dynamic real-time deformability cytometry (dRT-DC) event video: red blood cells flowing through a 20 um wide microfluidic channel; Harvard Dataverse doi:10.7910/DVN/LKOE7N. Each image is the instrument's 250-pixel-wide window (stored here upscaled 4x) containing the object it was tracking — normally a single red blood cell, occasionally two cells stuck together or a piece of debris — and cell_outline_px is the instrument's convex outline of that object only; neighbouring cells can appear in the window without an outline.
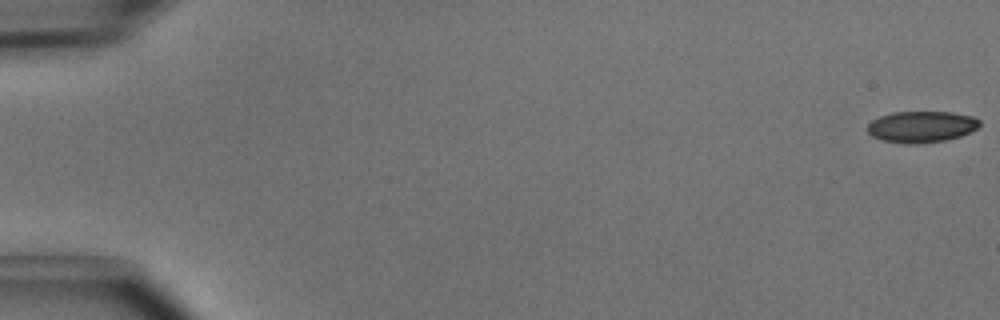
{"species": "common noctule bat (a hibernating species)", "species_latin": "Nyctalus noctula", "temperature_condition": "cold", "stored_images_in_passage": 5, "camera_frame_rate_fps": 3000, "um_per_image_px": 0.085, "animal": {"sex": "male", "body_mass_g": 15.6}, "frame": {"image": 1, "passage_image": 1, "time_ms": 0.0, "image_size_px": [1000, 320], "cell_outline_px": [[980, 124], [976, 128], [960, 136], [944, 140], [916, 144], [904, 144], [880, 140], [872, 136], [868, 132], [868, 124], [872, 120], [880, 116], [892, 112], [952, 112], [972, 116], [980, 120]], "centroid_in_image_um": [78.29, 10.77], "position_along_channel_um": 6.7, "area_um2": 20.46}}
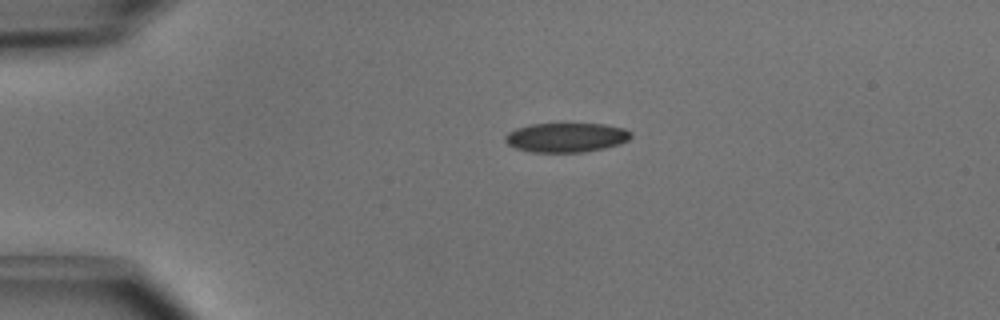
{"frame": {"image": 2, "passage_image": 4, "time_ms": 1.0, "image_size_px": [1000, 320], "cell_outline_px": [[632, 136], [628, 140], [620, 144], [604, 148], [584, 152], [532, 152], [516, 148], [508, 144], [504, 140], [504, 136], [508, 132], [516, 128], [532, 124], [604, 124], [624, 128], [632, 132]], "centroid_in_image_um": [48.14, 11.68], "position_along_channel_um": 36.9, "area_um2": 21.56}}